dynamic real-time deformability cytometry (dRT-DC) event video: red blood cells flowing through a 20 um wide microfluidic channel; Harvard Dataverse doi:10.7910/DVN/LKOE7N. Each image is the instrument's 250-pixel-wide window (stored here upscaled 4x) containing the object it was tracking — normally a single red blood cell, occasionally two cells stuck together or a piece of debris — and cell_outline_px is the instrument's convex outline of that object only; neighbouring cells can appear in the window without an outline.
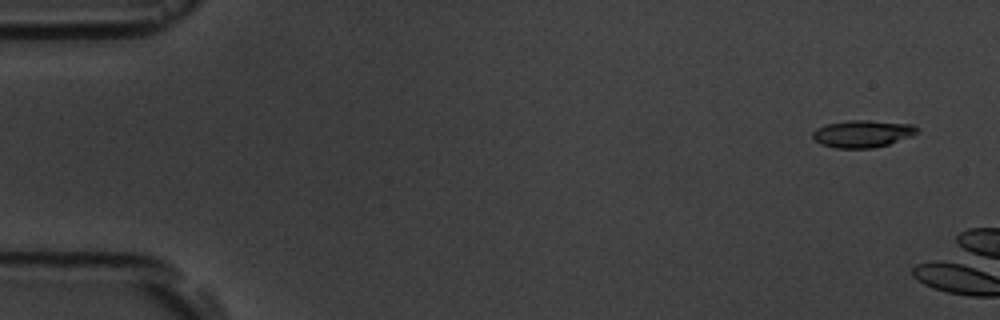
{"species": "common noctule bat (a hibernating species)", "species_latin": "Nyctalus noctula", "temperature_condition": "room temperature", "stored_images_in_passage": 2, "camera_frame_rate_fps": 3000, "um_per_image_px": 0.085, "animal": {"sex": "male", "body_mass_g": 19.5, "forearm_length_mm": 54.6}, "frame": {"image": 1, "passage_image": 1, "time_ms": 0.0, "image_size_px": [1000, 320], "cell_outline_px": [[920, 132], [912, 136], [888, 144], [872, 148], [836, 148], [820, 144], [812, 136], [812, 132], [816, 128], [828, 124], [848, 120], [868, 120], [912, 124], [920, 128]], "centroid_in_image_um": [73.35, 11.36], "position_along_channel_um": 11.7, "area_um2": 16.65}}